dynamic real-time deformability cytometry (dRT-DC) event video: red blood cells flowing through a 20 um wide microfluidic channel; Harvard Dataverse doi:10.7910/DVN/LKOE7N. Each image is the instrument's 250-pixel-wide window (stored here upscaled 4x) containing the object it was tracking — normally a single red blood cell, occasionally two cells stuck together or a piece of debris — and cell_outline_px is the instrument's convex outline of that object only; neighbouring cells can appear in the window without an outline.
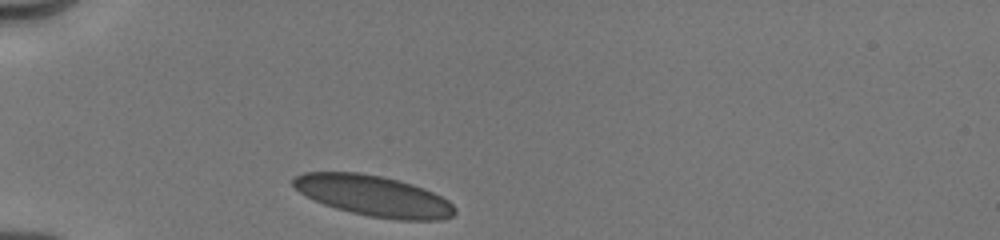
{"species": "human", "species_latin": "Homo sapiens", "temperature_condition": "cold", "stored_images_in_passage": 16, "camera_frame_rate_fps": 3000, "um_per_image_px": 0.085, "donor": {"sex": "male"}, "frame": {"image": 1, "passage_image": 1, "time_ms": 0.0, "image_size_px": [1000, 240], "cell_outline_px": [[456, 212], [452, 216], [440, 220], [396, 220], [368, 216], [336, 208], [324, 204], [300, 192], [292, 184], [292, 180], [296, 176], [304, 172], [360, 172], [380, 176], [412, 184], [424, 188], [448, 200], [456, 208]], "centroid_in_image_um": [31.78, 16.65], "position_along_channel_um": 53.2, "area_um2": 38.09}}
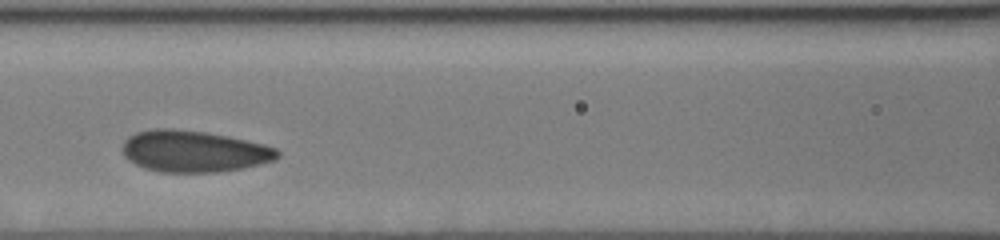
{"frame": {"image": 2, "passage_image": 12, "time_ms": 3.0, "image_size_px": [1000, 240], "cell_outline_px": [[280, 156], [276, 160], [244, 168], [220, 172], [160, 172], [144, 168], [128, 160], [124, 156], [124, 140], [128, 136], [136, 132], [152, 128], [172, 128], [204, 132], [228, 136], [264, 144], [276, 148], [280, 152]], "centroid_in_image_um": [16.5, 12.86], "position_along_channel_um": 150.1, "area_um2": 37.74}}
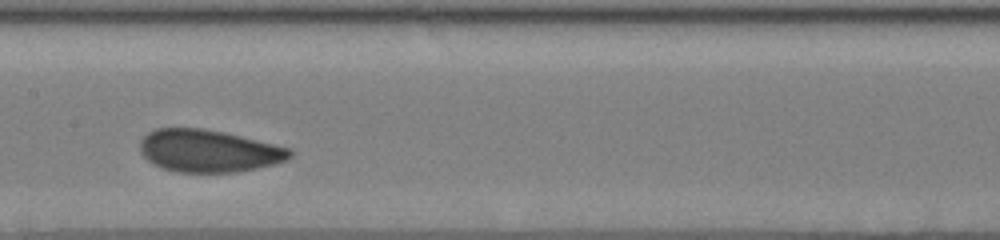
{"frame": {"image": 3, "passage_image": 15, "time_ms": 4.0, "image_size_px": [1000, 240], "cell_outline_px": [[292, 156], [288, 160], [256, 168], [236, 172], [176, 172], [152, 164], [140, 152], [140, 140], [148, 132], [156, 128], [204, 128], [224, 132], [288, 148], [292, 152]], "centroid_in_image_um": [17.69, 12.82], "position_along_channel_um": 189.7, "area_um2": 36.82}}